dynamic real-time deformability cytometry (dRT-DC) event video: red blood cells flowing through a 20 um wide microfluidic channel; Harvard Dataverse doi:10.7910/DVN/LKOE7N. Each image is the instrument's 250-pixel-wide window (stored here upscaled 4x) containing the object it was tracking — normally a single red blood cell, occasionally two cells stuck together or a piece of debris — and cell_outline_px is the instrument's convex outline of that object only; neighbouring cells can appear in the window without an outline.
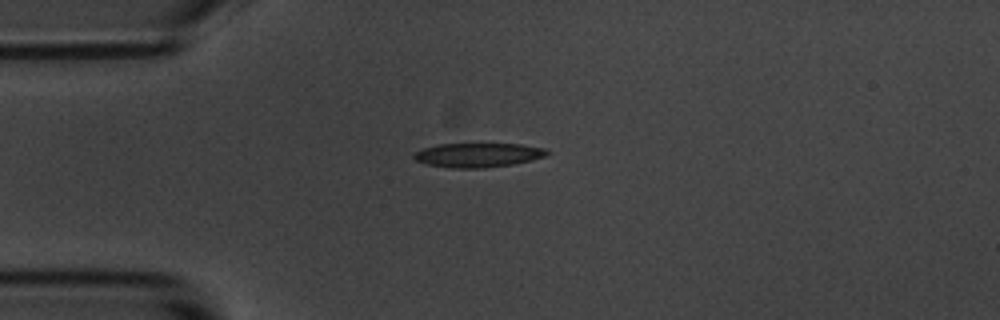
{"species": "common noctule bat (a hibernating species)", "species_latin": "Nyctalus noctula", "temperature_condition": "room temperature", "stored_images_in_passage": 9, "camera_frame_rate_fps": 3000, "um_per_image_px": 0.085, "animal": {"sex": "male", "body_mass_g": 20.1, "forearm_length_mm": 53.5}, "frame": {"image": 1, "passage_image": 1, "time_ms": 0.0, "image_size_px": [1000, 320], "cell_outline_px": [[552, 152], [544, 156], [532, 160], [512, 164], [484, 168], [452, 168], [428, 164], [416, 160], [412, 156], [416, 152], [424, 148], [440, 144], [520, 144], [544, 148]], "centroid_in_image_um": [40.66, 13.18], "position_along_channel_um": 44.3, "area_um2": 18.61}}
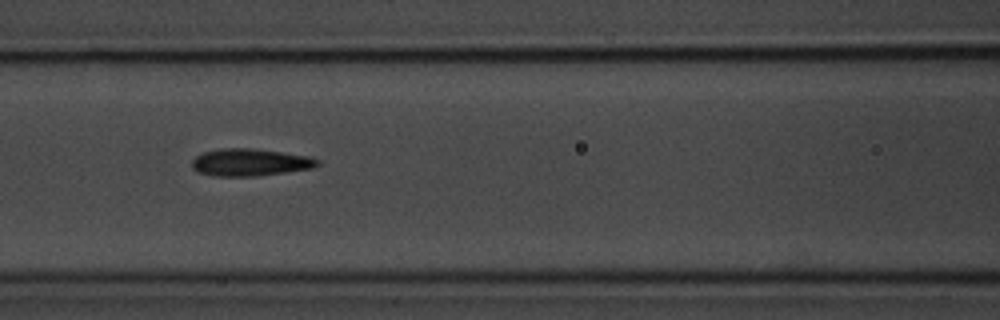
{"frame": {"image": 2, "passage_image": 4, "time_ms": 3.333, "image_size_px": [1000, 320], "cell_outline_px": [[320, 164], [312, 168], [256, 176], [212, 176], [196, 172], [192, 168], [192, 160], [196, 156], [204, 152], [220, 148], [252, 148], [308, 156], [320, 160]], "centroid_in_image_um": [21.21, 13.8], "position_along_channel_um": 145.4, "area_um2": 19.94}}
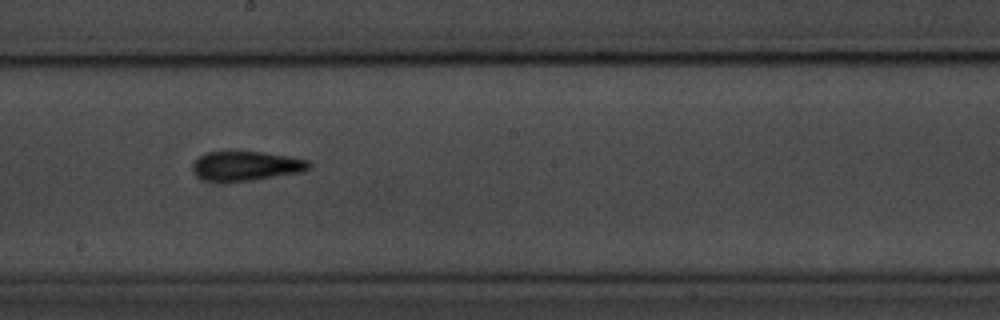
{"frame": {"image": 3, "passage_image": 6, "time_ms": 5.667, "image_size_px": [1000, 320], "cell_outline_px": [[312, 168], [304, 172], [252, 180], [208, 180], [196, 176], [192, 168], [192, 164], [200, 156], [208, 152], [224, 148], [228, 148], [260, 152], [288, 156], [308, 160], [312, 164]], "centroid_in_image_um": [20.94, 14.04], "position_along_channel_um": 227.3, "area_um2": 20.46}}